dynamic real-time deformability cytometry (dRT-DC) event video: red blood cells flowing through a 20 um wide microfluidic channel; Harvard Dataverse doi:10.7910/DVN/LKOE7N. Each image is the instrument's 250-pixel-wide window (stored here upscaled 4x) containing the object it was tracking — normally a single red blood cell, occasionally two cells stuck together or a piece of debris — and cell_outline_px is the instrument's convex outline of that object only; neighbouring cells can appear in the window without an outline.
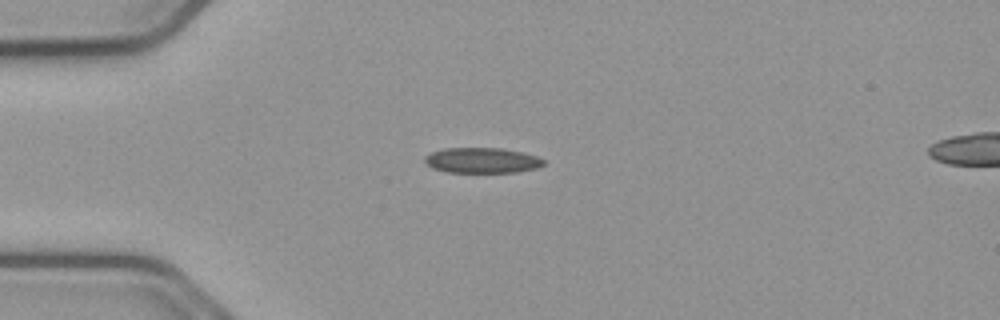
{"species": "common noctule bat (a hibernating species)", "species_latin": "Nyctalus noctula", "temperature_condition": "cold", "stored_images_in_passage": 42, "camera_frame_rate_fps": 3000, "um_per_image_px": 0.085, "animal": {"sex": "male", "body_mass_g": 23.1, "forearm_length_mm": 52.7}, "frame": {"image": 1, "passage_image": 1, "time_ms": 0.0, "image_size_px": [1000, 320], "cell_outline_px": [[544, 164], [536, 168], [516, 172], [448, 172], [432, 168], [424, 160], [424, 156], [432, 152], [444, 148], [500, 148], [520, 152], [536, 156], [544, 160]], "centroid_in_image_um": [40.94, 13.63], "position_along_channel_um": 44.1, "area_um2": 17.4}}
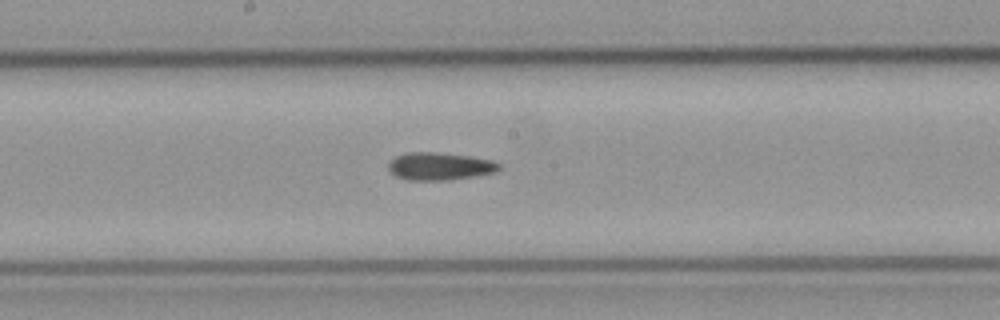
{"frame": {"image": 2, "passage_image": 16, "time_ms": 5.0, "image_size_px": [1000, 320], "cell_outline_px": [[500, 168], [496, 172], [448, 180], [408, 180], [396, 176], [388, 172], [388, 164], [396, 156], [404, 152], [436, 152], [468, 156], [492, 160], [500, 164]], "centroid_in_image_um": [37.33, 14.13], "position_along_channel_um": 210.9, "area_um2": 17.8}}
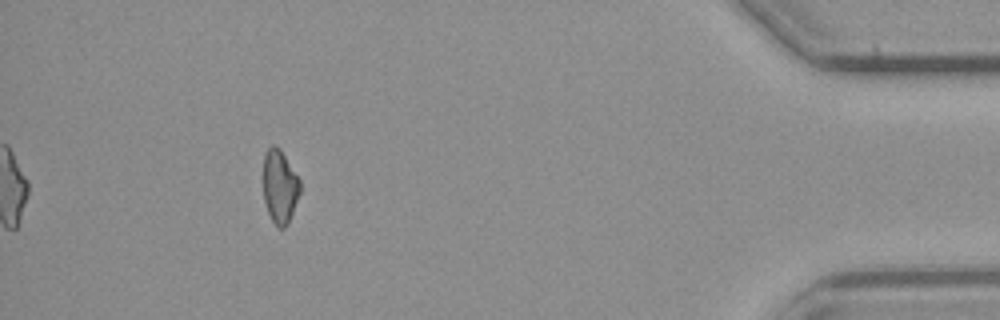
{"frame": {"image": 3, "passage_image": 37, "time_ms": 12.0, "image_size_px": [1000, 320], "cell_outline_px": [[300, 192], [288, 224], [284, 228], [276, 228], [268, 212], [264, 200], [264, 156], [268, 148], [272, 144], [276, 144], [280, 148], [300, 180]], "centroid_in_image_um": [23.78, 15.86], "position_along_channel_um": 411.4, "area_um2": 15.72}}